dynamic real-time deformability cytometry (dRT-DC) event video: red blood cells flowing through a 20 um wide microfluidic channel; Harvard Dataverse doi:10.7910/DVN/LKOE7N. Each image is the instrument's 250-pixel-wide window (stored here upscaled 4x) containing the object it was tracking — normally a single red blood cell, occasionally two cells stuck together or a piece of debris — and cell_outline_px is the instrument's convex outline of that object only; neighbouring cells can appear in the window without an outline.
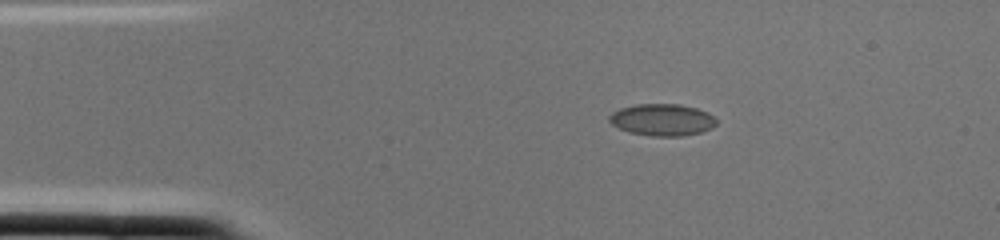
{"species": "common noctule bat (a hibernating species)", "species_latin": "Nyctalus noctula", "temperature_condition": "cold", "stored_images_in_passage": 1, "camera_frame_rate_fps": 3000, "um_per_image_px": 0.085, "animal": {"sex": "female", "body_mass_g": 22.0, "forearm_length_mm": 56.7}, "frame": {"image": 1, "passage_image": 1, "time_ms": 0.0, "image_size_px": [1000, 240], "cell_outline_px": [[716, 124], [712, 128], [700, 132], [684, 136], [652, 136], [628, 132], [612, 124], [608, 120], [608, 116], [612, 112], [620, 108], [636, 104], [680, 104], [696, 108], [708, 112], [716, 120]], "centroid_in_image_um": [56.28, 10.18], "position_along_channel_um": 28.7, "area_um2": 19.94}}